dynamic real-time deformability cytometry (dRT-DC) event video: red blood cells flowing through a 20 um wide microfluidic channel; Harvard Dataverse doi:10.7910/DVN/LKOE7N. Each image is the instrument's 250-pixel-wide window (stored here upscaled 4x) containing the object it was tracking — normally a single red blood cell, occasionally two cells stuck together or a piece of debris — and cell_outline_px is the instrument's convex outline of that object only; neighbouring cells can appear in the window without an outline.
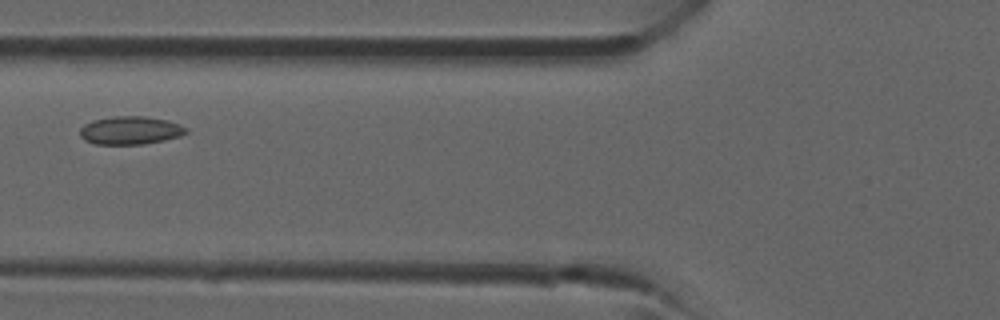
{"species": "common noctule bat (a hibernating species)", "species_latin": "Nyctalus noctula", "temperature_condition": "room temperature", "stored_images_in_passage": 33, "camera_frame_rate_fps": 3000, "um_per_image_px": 0.085, "animal": {"sex": "male", "forearm_length_mm": 52.5}, "frame": {"image": 1, "passage_image": 8, "time_ms": 2.333, "image_size_px": [1000, 320], "cell_outline_px": [[188, 132], [180, 136], [164, 140], [144, 144], [96, 144], [84, 140], [80, 136], [80, 128], [84, 124], [92, 120], [112, 116], [144, 116], [168, 120], [180, 124], [188, 128]], "centroid_in_image_um": [11.08, 11.07], "position_along_channel_um": 114.7, "area_um2": 17.57}}
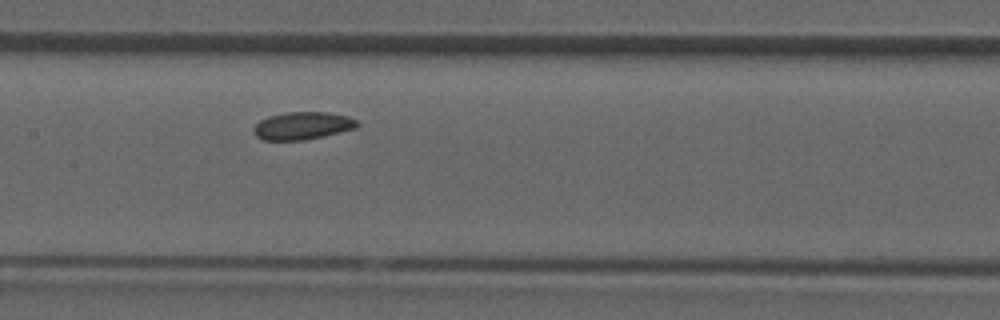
{"frame": {"image": 2, "passage_image": 12, "time_ms": 3.667, "image_size_px": [1000, 320], "cell_outline_px": [[360, 124], [356, 128], [324, 136], [304, 140], [264, 140], [256, 136], [252, 132], [252, 128], [260, 120], [268, 116], [284, 112], [328, 112], [348, 116], [356, 120]], "centroid_in_image_um": [25.7, 10.68], "position_along_channel_um": 181.7, "area_um2": 16.82}}
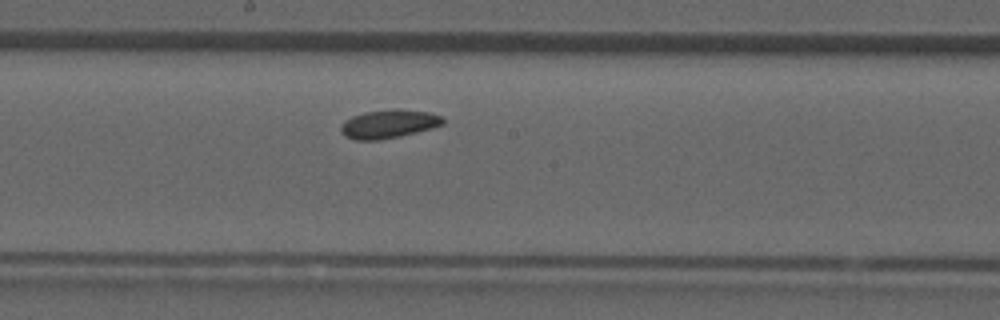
{"frame": {"image": 3, "passage_image": 14, "time_ms": 4.333, "image_size_px": [1000, 320], "cell_outline_px": [[444, 124], [432, 128], [400, 136], [380, 140], [352, 140], [344, 136], [340, 128], [340, 124], [344, 120], [352, 116], [364, 112], [428, 112], [444, 116]], "centroid_in_image_um": [32.99, 10.59], "position_along_channel_um": 215.2, "area_um2": 16.3}}